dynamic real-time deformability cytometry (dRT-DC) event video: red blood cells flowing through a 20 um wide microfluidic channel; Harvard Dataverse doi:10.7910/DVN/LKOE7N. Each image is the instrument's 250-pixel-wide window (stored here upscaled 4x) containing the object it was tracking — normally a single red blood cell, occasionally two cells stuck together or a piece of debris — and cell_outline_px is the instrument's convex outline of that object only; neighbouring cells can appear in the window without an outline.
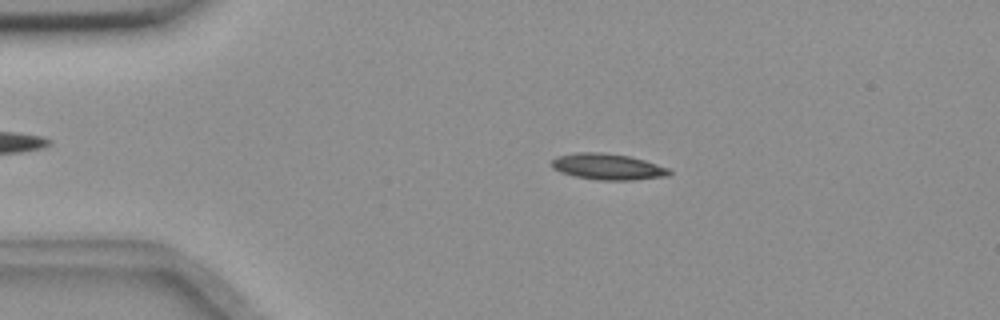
{"species": "common noctule bat (a hibernating species)", "species_latin": "Nyctalus noctula", "temperature_condition": "room temperature", "stored_images_in_passage": 54, "camera_frame_rate_fps": 3000, "um_per_image_px": 0.085, "animal": {"sex": "female", "body_mass_g": 18.4}, "frame": {"image": 1, "passage_image": 10, "time_ms": 3.0, "image_size_px": [1000, 320], "cell_outline_px": [[672, 172], [668, 176], [632, 180], [596, 180], [576, 176], [560, 172], [552, 168], [552, 160], [556, 156], [580, 152], [604, 152], [628, 156], [644, 160], [668, 168]], "centroid_in_image_um": [51.65, 14.17], "position_along_channel_um": 33.4, "area_um2": 17.86}}
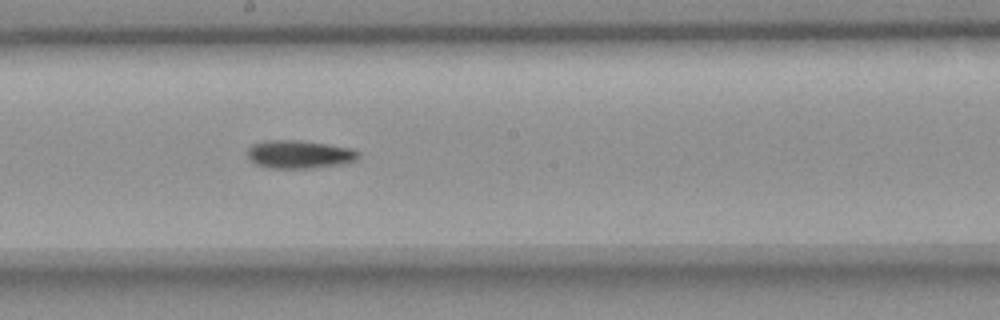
{"frame": {"image": 2, "passage_image": 29, "time_ms": 9.333, "image_size_px": [1000, 320], "cell_outline_px": [[360, 156], [356, 160], [340, 164], [308, 168], [268, 168], [256, 164], [248, 156], [248, 148], [252, 144], [264, 140], [300, 140], [352, 148], [360, 152]], "centroid_in_image_um": [25.44, 13.11], "position_along_channel_um": 222.8, "area_um2": 18.15}}
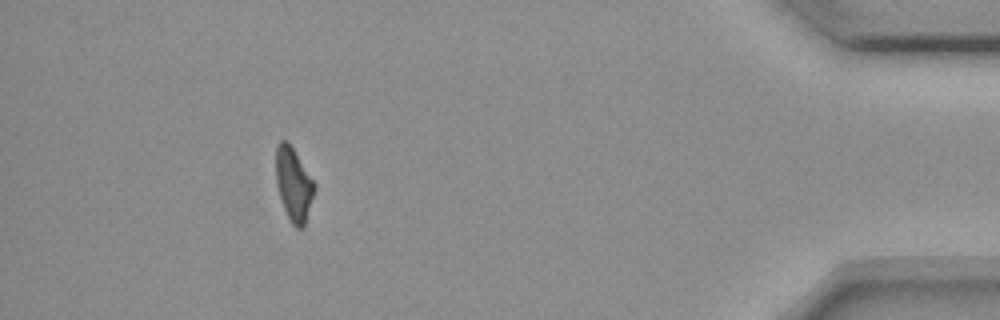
{"frame": {"image": 3, "passage_image": 49, "time_ms": 16.0, "image_size_px": [1000, 320], "cell_outline_px": [[316, 188], [304, 228], [296, 228], [292, 224], [284, 208], [276, 184], [276, 144], [280, 140], [288, 140], [316, 184]], "centroid_in_image_um": [24.97, 15.65], "position_along_channel_um": 410.2, "area_um2": 16.59}, "authors_computed_cell_mechanics": {"area_um2": 17.1377, "velocity_mm_per_s": 3.6828, "shape_relaxation_time_tau1_ms": 7.9557, "shape_relaxation_time_tau2_ms": null, "deformation_change_tau1": 0.1769, "deformation_change_tau2": null}}